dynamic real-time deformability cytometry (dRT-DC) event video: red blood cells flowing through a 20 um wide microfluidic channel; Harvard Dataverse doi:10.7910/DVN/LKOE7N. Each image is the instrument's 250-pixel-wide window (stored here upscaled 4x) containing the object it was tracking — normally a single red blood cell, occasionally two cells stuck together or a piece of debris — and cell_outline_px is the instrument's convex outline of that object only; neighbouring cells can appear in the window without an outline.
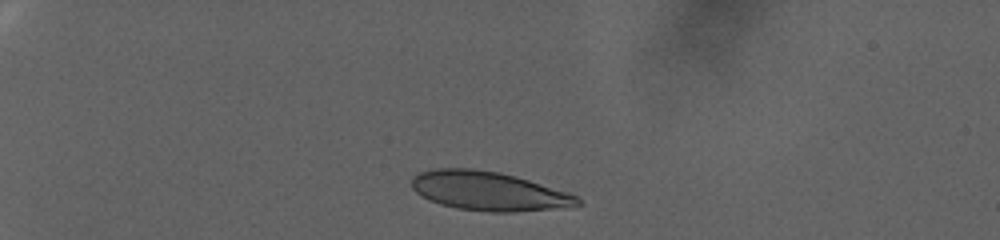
{"species": "human", "species_latin": "Homo sapiens", "temperature_condition": "warm", "stored_images_in_passage": 66, "camera_frame_rate_fps": 3000, "um_per_image_px": 0.085, "donor": {"sex": "female"}, "frame": {"image": 1, "passage_image": 1, "time_ms": 0.0, "image_size_px": [1000, 240], "cell_outline_px": [[584, 204], [512, 212], [492, 212], [456, 208], [440, 204], [428, 200], [420, 196], [412, 188], [412, 176], [420, 172], [436, 168], [472, 168], [500, 172], [528, 180], [568, 192], [576, 196]], "centroid_in_image_um": [41.46, 16.23], "position_along_channel_um": 43.5, "area_um2": 37.4}}
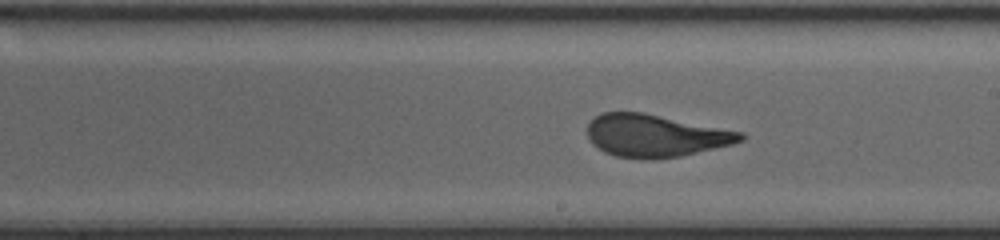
{"frame": {"image": 2, "passage_image": 34, "time_ms": 11.0, "image_size_px": [1000, 240], "cell_outline_px": [[744, 140], [732, 144], [680, 156], [652, 160], [616, 156], [604, 152], [592, 144], [588, 136], [588, 124], [596, 116], [604, 112], [640, 112], [744, 132]], "centroid_in_image_um": [55.7, 11.54], "position_along_channel_um": 233.3, "area_um2": 37.63}}
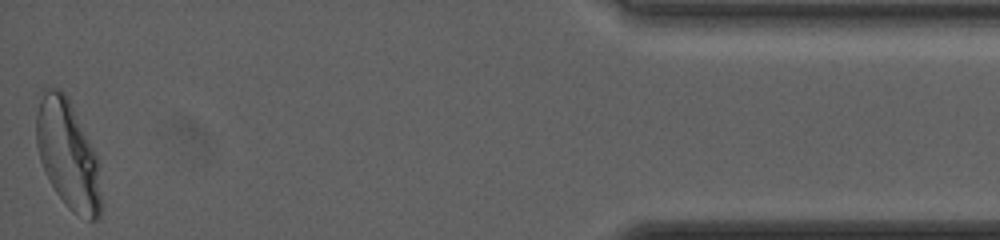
{"frame": {"image": 3, "passage_image": 66, "time_ms": 21.667, "image_size_px": [1000, 240], "cell_outline_px": [[100, 220], [88, 220], [72, 212], [68, 208], [56, 192], [40, 160], [36, 144], [36, 112], [40, 88], [60, 88], [68, 96], [96, 156], [100, 196]], "centroid_in_image_um": [5.72, 13.08], "position_along_channel_um": 429.5, "area_um2": 40.69}, "authors_computed_cell_mechanics": {"area_um2": 38.3503, "velocity_mm_per_s": 2.4152, "shape_relaxation_time_tau1_ms": 8.2731, "shape_relaxation_time_tau2_ms": null, "deformation_change_tau1": 0.2305, "deformation_change_tau2": null}}